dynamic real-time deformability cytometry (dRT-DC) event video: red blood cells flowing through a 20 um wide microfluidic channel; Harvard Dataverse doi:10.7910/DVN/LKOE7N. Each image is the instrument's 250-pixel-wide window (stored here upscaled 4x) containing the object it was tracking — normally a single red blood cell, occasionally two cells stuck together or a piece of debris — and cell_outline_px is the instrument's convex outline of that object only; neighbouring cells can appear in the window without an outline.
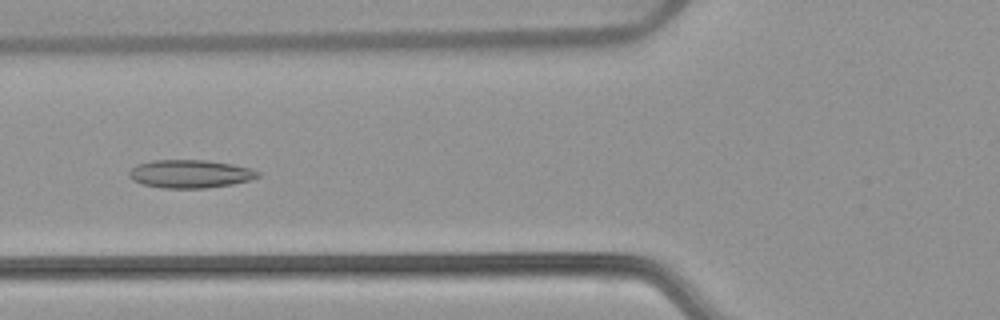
{"species": "common noctule bat (a hibernating species)", "species_latin": "Nyctalus noctula", "temperature_condition": "warm", "stored_images_in_passage": 54, "camera_frame_rate_fps": 3000, "um_per_image_px": 0.085, "animal": {"sex": "female", "body_mass_g": 22.7, "forearm_length_mm": 54.2}, "frame": {"image": 1, "passage_image": 21, "time_ms": 6.667, "image_size_px": [1000, 320], "cell_outline_px": [[260, 176], [248, 180], [232, 184], [208, 188], [160, 188], [144, 184], [132, 180], [128, 176], [128, 172], [136, 164], [152, 160], [208, 160], [232, 164], [252, 168], [260, 172]], "centroid_in_image_um": [16.15, 14.77], "position_along_channel_um": 109.6, "area_um2": 21.27}}
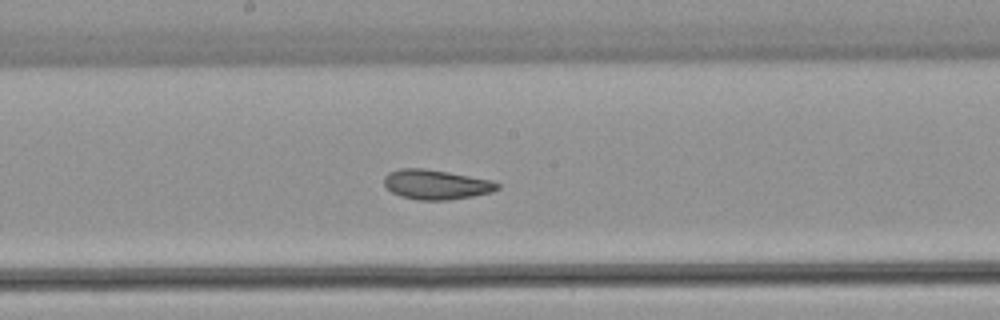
{"frame": {"image": 2, "passage_image": 29, "time_ms": 9.333, "image_size_px": [1000, 320], "cell_outline_px": [[500, 188], [492, 192], [472, 196], [448, 200], [416, 200], [400, 196], [392, 192], [384, 184], [384, 176], [388, 172], [400, 168], [424, 168], [448, 172], [492, 180], [500, 184]], "centroid_in_image_um": [37.06, 15.68], "position_along_channel_um": 211.1, "area_um2": 19.71}}
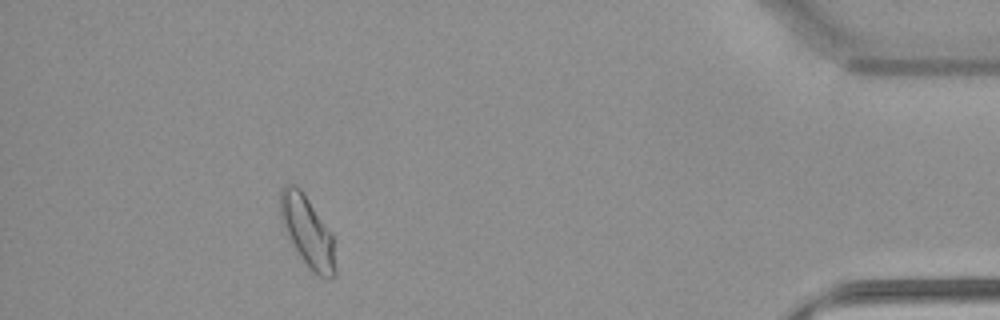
{"frame": {"image": 3, "passage_image": 49, "time_ms": 16.0, "image_size_px": [1000, 320], "cell_outline_px": [[336, 276], [328, 280], [320, 276], [300, 256], [292, 244], [280, 224], [280, 188], [284, 184], [296, 184], [300, 188], [332, 236], [336, 272]], "centroid_in_image_um": [26.08, 19.65], "position_along_channel_um": 409.1, "area_um2": 22.25}, "authors_computed_cell_mechanics": {"area_um2": 21.2704, "velocity_mm_per_s": 3.8031, "shape_relaxation_time_tau1_ms": null, "shape_relaxation_time_tau2_ms": 1.9702, "deformation_change_tau1": null, "deformation_change_tau2": 0.0739}}